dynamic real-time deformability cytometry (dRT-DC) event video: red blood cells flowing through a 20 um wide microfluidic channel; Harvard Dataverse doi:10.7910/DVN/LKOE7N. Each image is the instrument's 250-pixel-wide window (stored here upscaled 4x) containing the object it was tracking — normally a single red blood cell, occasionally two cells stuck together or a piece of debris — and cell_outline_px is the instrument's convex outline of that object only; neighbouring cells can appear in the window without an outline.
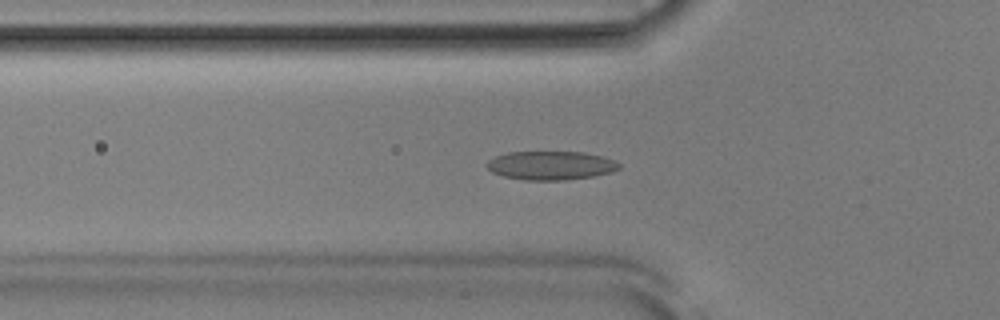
{"species": "Egyptian fruit bat (a non-hibernating species)", "species_latin": "Rousettus aegyptiacus", "temperature_condition": "room temperature", "stored_images_in_passage": 52, "camera_frame_rate_fps": 3000, "um_per_image_px": 0.085, "animal": {"sex": "male"}, "frame": {"image": 1, "passage_image": 17, "time_ms": 5.333, "image_size_px": [1000, 320], "cell_outline_px": [[620, 168], [612, 172], [592, 176], [564, 180], [524, 180], [504, 176], [492, 172], [488, 168], [488, 160], [496, 156], [508, 152], [584, 152], [600, 156], [612, 160], [620, 164]], "centroid_in_image_um": [46.81, 14.06], "position_along_channel_um": 79.0, "area_um2": 21.91}}
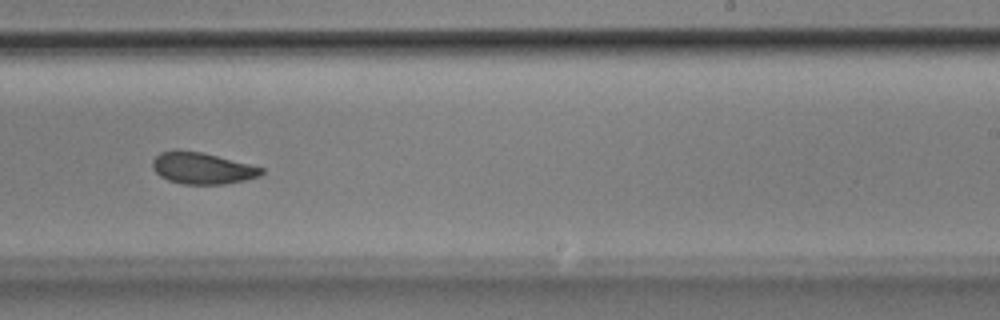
{"frame": {"image": 2, "passage_image": 32, "time_ms": 10.333, "image_size_px": [1000, 320], "cell_outline_px": [[264, 172], [260, 176], [244, 180], [224, 184], [184, 184], [168, 180], [160, 176], [152, 168], [152, 160], [160, 152], [176, 148], [200, 152], [264, 168]], "centroid_in_image_um": [17.13, 14.29], "position_along_channel_um": 271.9, "area_um2": 20.0}}
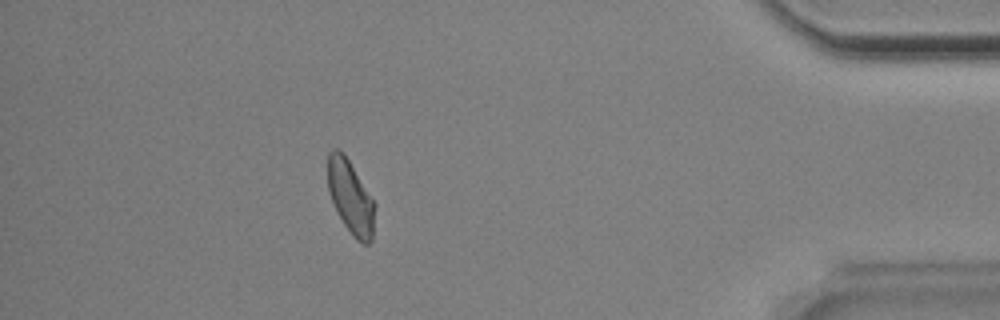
{"frame": {"image": 3, "passage_image": 46, "time_ms": 15.0, "image_size_px": [1000, 320], "cell_outline_px": [[376, 204], [372, 240], [368, 244], [364, 244], [356, 240], [344, 224], [328, 192], [328, 152], [332, 148], [336, 148], [344, 152]], "centroid_in_image_um": [29.81, 16.74], "position_along_channel_um": 405.4, "area_um2": 20.17}, "authors_computed_cell_mechanics": {"area_um2": 21.097, "velocity_mm_per_s": 3.8578, "shape_relaxation_time_tau1_ms": 3.8717, "shape_relaxation_time_tau2_ms": 2.7621, "deformation_change_tau1": 0.1045, "deformation_change_tau2": 0.0784}}